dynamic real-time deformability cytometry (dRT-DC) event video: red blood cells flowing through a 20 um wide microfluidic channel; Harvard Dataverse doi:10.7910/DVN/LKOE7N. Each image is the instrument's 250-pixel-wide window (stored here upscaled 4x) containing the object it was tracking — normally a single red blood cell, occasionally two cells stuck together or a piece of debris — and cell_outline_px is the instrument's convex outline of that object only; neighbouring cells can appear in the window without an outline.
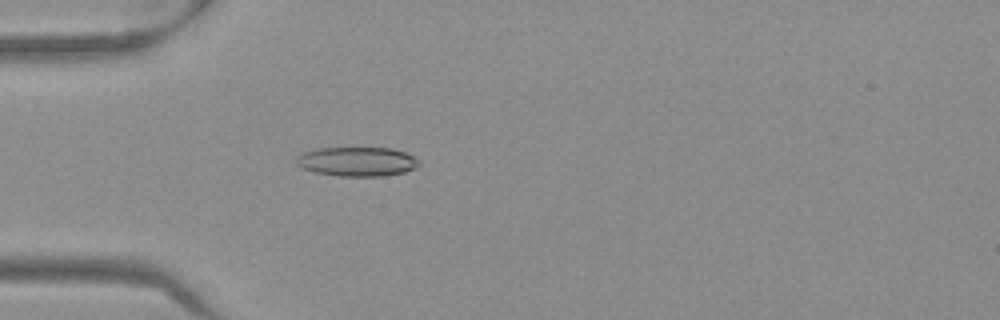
{"species": "Egyptian fruit bat (a non-hibernating species)", "species_latin": "Rousettus aegyptiacus", "temperature_condition": "warm", "stored_images_in_passage": 45, "camera_frame_rate_fps": 3000, "um_per_image_px": 0.085, "frame": {"image": 1, "passage_image": 9, "time_ms": 2.667, "image_size_px": [1000, 320], "cell_outline_px": [[420, 164], [404, 172], [384, 176], [336, 176], [316, 172], [300, 168], [296, 164], [296, 156], [304, 152], [316, 148], [392, 148], [404, 152], [420, 160]], "centroid_in_image_um": [30.31, 13.73], "position_along_channel_um": 54.7, "area_um2": 20.98}}
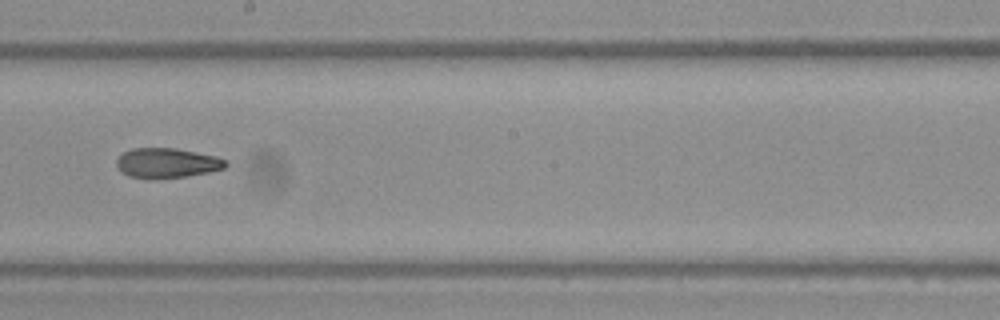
{"frame": {"image": 2, "passage_image": 23, "time_ms": 7.333, "image_size_px": [1000, 320], "cell_outline_px": [[228, 164], [224, 168], [208, 172], [188, 176], [156, 180], [152, 180], [128, 176], [120, 172], [116, 164], [116, 160], [124, 152], [132, 148], [176, 148], [216, 156], [228, 160]], "centroid_in_image_um": [14.18, 13.87], "position_along_channel_um": 234.0, "area_um2": 19.36}}
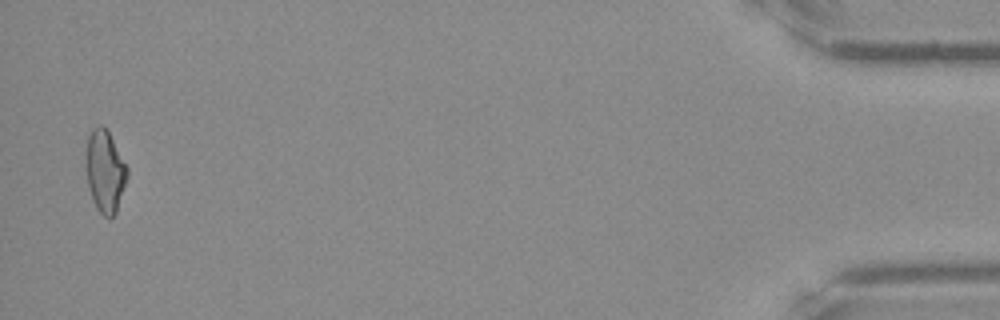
{"frame": {"image": 3, "passage_image": 44, "time_ms": 14.333, "image_size_px": [1000, 320], "cell_outline_px": [[128, 176], [116, 212], [108, 220], [96, 208], [92, 200], [88, 188], [88, 136], [92, 128], [100, 124], [108, 128], [128, 168]], "centroid_in_image_um": [8.96, 14.55], "position_along_channel_um": 426.2, "area_um2": 19.59}, "authors_computed_cell_mechanics": {"area_um2": 19.5942, "velocity_mm_per_s": 3.9916, "shape_relaxation_time_tau1_ms": null, "shape_relaxation_time_tau2_ms": 6.3436, "deformation_change_tau1": null, "deformation_change_tau2": 0.1548}}